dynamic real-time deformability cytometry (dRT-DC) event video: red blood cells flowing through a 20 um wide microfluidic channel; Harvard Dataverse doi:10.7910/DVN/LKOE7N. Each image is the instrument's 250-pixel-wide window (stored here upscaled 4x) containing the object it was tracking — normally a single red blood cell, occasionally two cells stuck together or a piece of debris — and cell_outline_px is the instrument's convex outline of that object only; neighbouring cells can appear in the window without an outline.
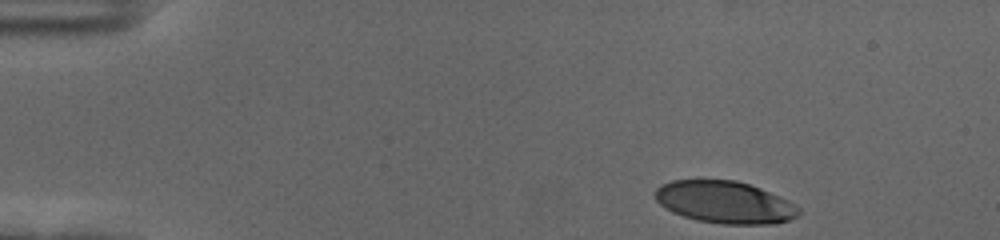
{"species": "human", "species_latin": "Homo sapiens", "temperature_condition": "cold", "stored_images_in_passage": 40, "camera_frame_rate_fps": 3000, "um_per_image_px": 0.085, "donor": {"sex": "female"}, "frame": {"image": 1, "passage_image": 1, "time_ms": 0.0, "image_size_px": [1000, 240], "cell_outline_px": [[800, 216], [776, 224], [724, 224], [696, 220], [672, 212], [660, 204], [656, 200], [652, 192], [660, 184], [672, 180], [736, 180], [760, 188], [788, 200], [796, 204], [800, 208]], "centroid_in_image_um": [61.6, 17.19], "position_along_channel_um": 23.4, "area_um2": 35.55}}
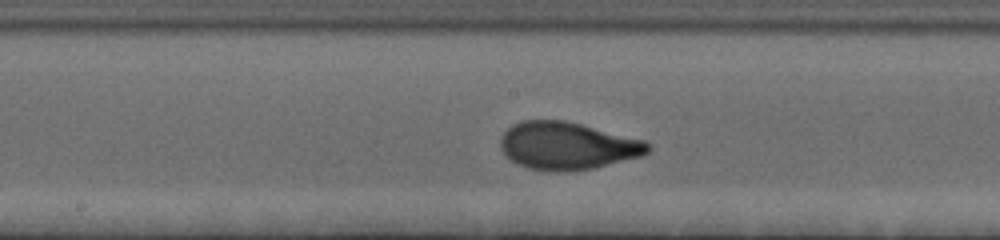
{"frame": {"image": 2, "passage_image": 23, "time_ms": 7.333, "image_size_px": [1000, 240], "cell_outline_px": [[652, 148], [644, 156], [592, 168], [564, 172], [552, 172], [528, 168], [516, 164], [500, 148], [500, 136], [512, 124], [520, 120], [564, 120], [644, 140], [652, 144]], "centroid_in_image_um": [48.23, 12.4], "position_along_channel_um": 200.0, "area_um2": 41.04}}
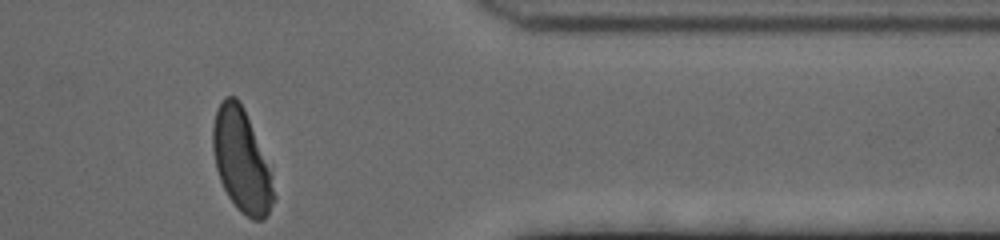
{"frame": {"image": 3, "passage_image": 40, "time_ms": 13.0, "image_size_px": [1000, 240], "cell_outline_px": [[276, 196], [268, 212], [260, 220], [252, 220], [240, 212], [236, 208], [228, 196], [220, 180], [216, 168], [212, 148], [212, 128], [216, 112], [224, 96], [236, 96], [244, 108], [268, 172]], "centroid_in_image_um": [20.47, 13.67], "position_along_channel_um": 390.9, "area_um2": 35.32}, "authors_computed_cell_mechanics": {"area_um2": 38.8994, "velocity_mm_per_s": 3.6509, "shape_relaxation_time_tau1_ms": 3.1697, "shape_relaxation_time_tau2_ms": null, "deformation_change_tau1": 0.1891, "deformation_change_tau2": null}}